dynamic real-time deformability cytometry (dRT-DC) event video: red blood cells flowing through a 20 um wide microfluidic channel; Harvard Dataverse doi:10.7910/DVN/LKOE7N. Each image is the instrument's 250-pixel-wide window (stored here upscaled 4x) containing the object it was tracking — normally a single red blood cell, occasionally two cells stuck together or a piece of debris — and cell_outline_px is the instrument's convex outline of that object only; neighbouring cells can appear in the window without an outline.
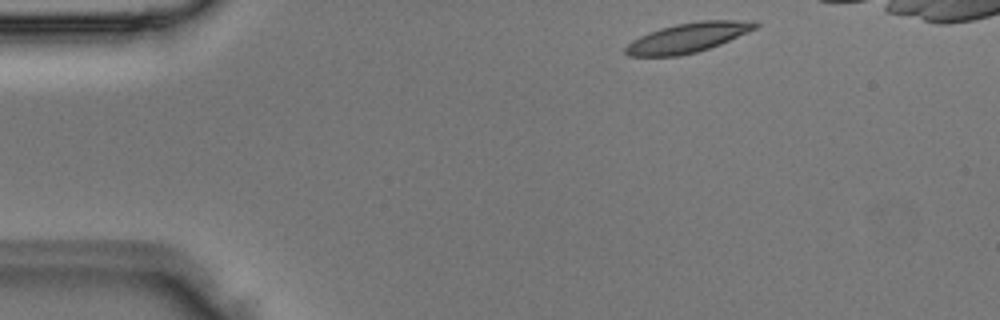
{"species": "Egyptian fruit bat (a non-hibernating species)", "species_latin": "Rousettus aegyptiacus", "temperature_condition": "room temperature", "stored_images_in_passage": 4, "camera_frame_rate_fps": 3000, "um_per_image_px": 0.085, "animal": {"sex": "male"}, "frame": {"image": 1, "passage_image": 1, "time_ms": 0.0, "image_size_px": [1000, 320], "cell_outline_px": [[760, 24], [756, 28], [720, 44], [696, 52], [676, 56], [628, 56], [624, 52], [624, 48], [632, 40], [648, 32], [660, 28], [676, 24], [700, 20], [756, 20]], "centroid_in_image_um": [58.47, 3.19], "position_along_channel_um": 26.5, "area_um2": 22.37}}
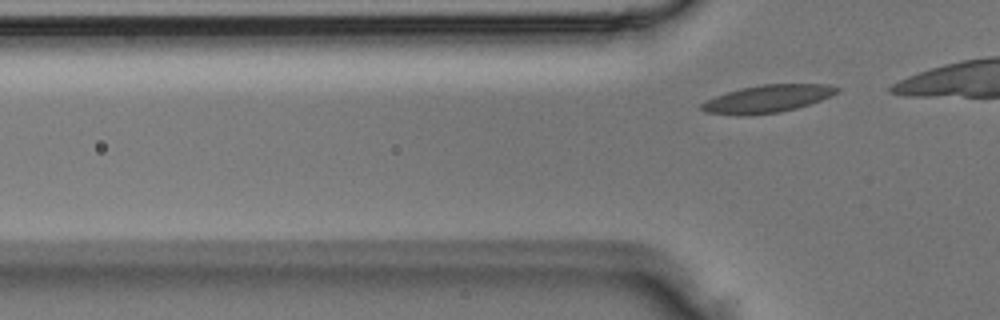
{"frame": {"image": 2, "passage_image": 4, "time_ms": 1.0, "image_size_px": [1000, 320], "cell_outline_px": [[840, 92], [832, 96], [796, 108], [780, 112], [748, 116], [744, 116], [704, 112], [700, 108], [700, 104], [704, 100], [740, 88], [764, 84], [824, 84], [840, 88]], "centroid_in_image_um": [65.21, 8.4], "position_along_channel_um": 60.6, "area_um2": 21.85}}